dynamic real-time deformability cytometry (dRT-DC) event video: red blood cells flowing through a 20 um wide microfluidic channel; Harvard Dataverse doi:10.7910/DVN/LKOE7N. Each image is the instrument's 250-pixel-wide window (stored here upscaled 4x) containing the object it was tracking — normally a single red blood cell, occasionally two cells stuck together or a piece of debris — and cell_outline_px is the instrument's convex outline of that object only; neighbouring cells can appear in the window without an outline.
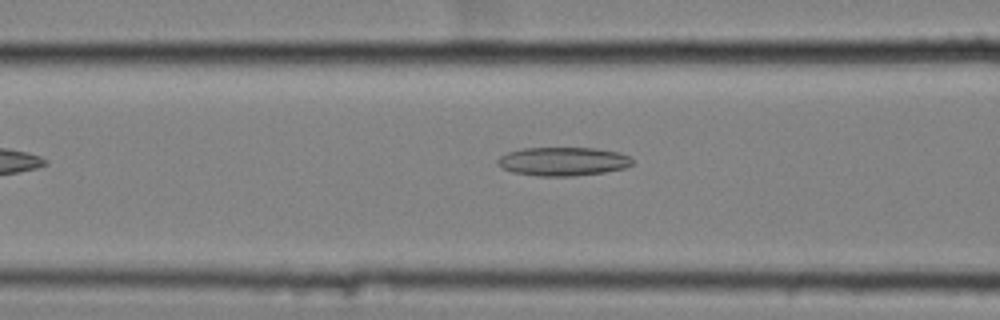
{"species": "common noctule bat (a hibernating species)", "species_latin": "Nyctalus noctula", "temperature_condition": "cold", "stored_images_in_passage": 40, "camera_frame_rate_fps": 3000, "um_per_image_px": 0.085, "animal": {"sex": "female", "body_mass_g": 25.1}, "frame": {"image": 1, "passage_image": 6, "time_ms": 1.667, "image_size_px": [1000, 320], "cell_outline_px": [[632, 164], [624, 168], [604, 172], [572, 176], [540, 176], [512, 172], [496, 164], [496, 160], [500, 156], [508, 152], [524, 148], [596, 148], [620, 152], [628, 156], [632, 160]], "centroid_in_image_um": [47.84, 13.72], "position_along_channel_um": 118.8, "area_um2": 22.43}}
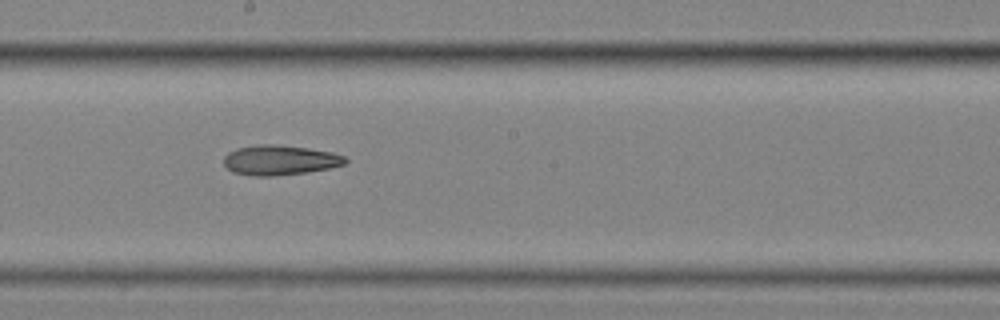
{"frame": {"image": 2, "passage_image": 15, "time_ms": 4.667, "image_size_px": [1000, 320], "cell_outline_px": [[348, 160], [344, 164], [328, 168], [308, 172], [272, 176], [252, 176], [232, 172], [224, 164], [224, 156], [228, 152], [236, 148], [260, 144], [272, 144], [308, 148], [332, 152], [344, 156]], "centroid_in_image_um": [23.76, 13.61], "position_along_channel_um": 224.4, "area_um2": 21.15}}
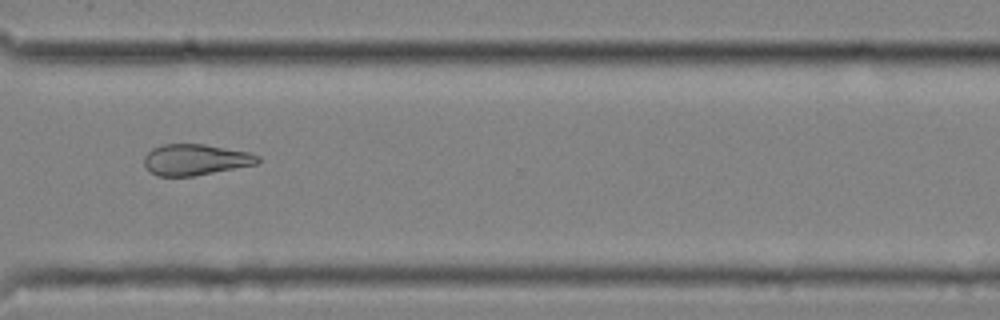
{"frame": {"image": 3, "passage_image": 26, "time_ms": 8.333, "image_size_px": [1000, 320], "cell_outline_px": [[260, 160], [256, 164], [192, 176], [156, 176], [144, 164], [144, 156], [152, 148], [164, 144], [204, 144], [248, 152], [260, 156]], "centroid_in_image_um": [16.6, 13.56], "position_along_channel_um": 354.0, "area_um2": 20.35}}